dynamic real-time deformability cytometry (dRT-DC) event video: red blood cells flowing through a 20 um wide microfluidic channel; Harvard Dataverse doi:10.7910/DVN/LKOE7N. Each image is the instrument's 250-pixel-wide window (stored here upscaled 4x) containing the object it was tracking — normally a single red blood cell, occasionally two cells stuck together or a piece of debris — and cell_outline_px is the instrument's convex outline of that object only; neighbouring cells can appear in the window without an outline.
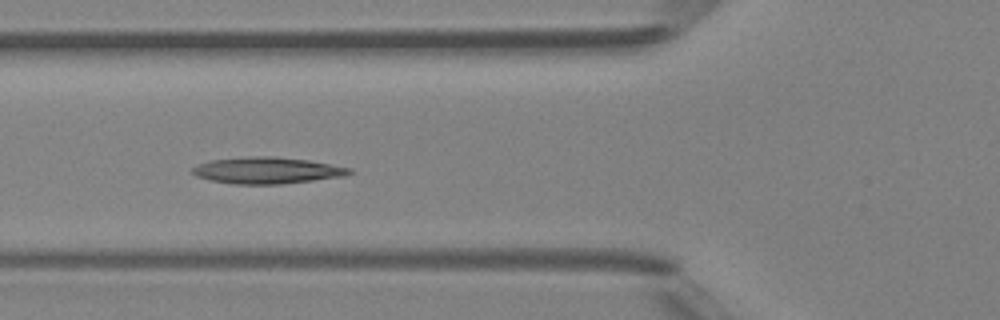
{"species": "Egyptian fruit bat (a non-hibernating species)", "species_latin": "Rousettus aegyptiacus", "temperature_condition": "room temperature", "stored_images_in_passage": 5, "camera_frame_rate_fps": 3000, "um_per_image_px": 0.085, "animal": {"sex": "female"}, "frame": {"image": 1, "passage_image": 4, "time_ms": 4.333, "image_size_px": [1000, 320], "cell_outline_px": [[352, 172], [344, 176], [280, 184], [236, 184], [212, 180], [196, 176], [192, 172], [192, 168], [196, 164], [212, 160], [252, 156], [272, 156], [308, 160], [352, 168]], "centroid_in_image_um": [22.69, 14.48], "position_along_channel_um": 103.1, "area_um2": 23.99}}
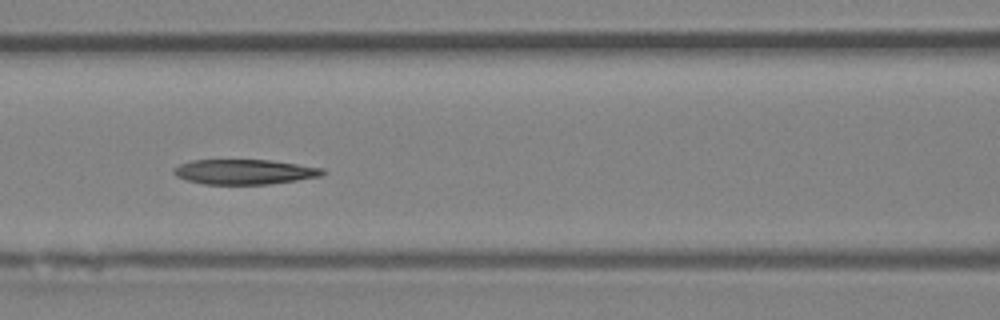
{"frame": {"image": 2, "passage_image": 5, "time_ms": 5.333, "image_size_px": [1000, 320], "cell_outline_px": [[324, 172], [320, 176], [296, 180], [268, 184], [204, 184], [188, 180], [176, 176], [172, 172], [172, 168], [180, 164], [192, 160], [272, 160], [324, 168]], "centroid_in_image_um": [20.75, 14.6], "position_along_channel_um": 145.9, "area_um2": 21.56}}